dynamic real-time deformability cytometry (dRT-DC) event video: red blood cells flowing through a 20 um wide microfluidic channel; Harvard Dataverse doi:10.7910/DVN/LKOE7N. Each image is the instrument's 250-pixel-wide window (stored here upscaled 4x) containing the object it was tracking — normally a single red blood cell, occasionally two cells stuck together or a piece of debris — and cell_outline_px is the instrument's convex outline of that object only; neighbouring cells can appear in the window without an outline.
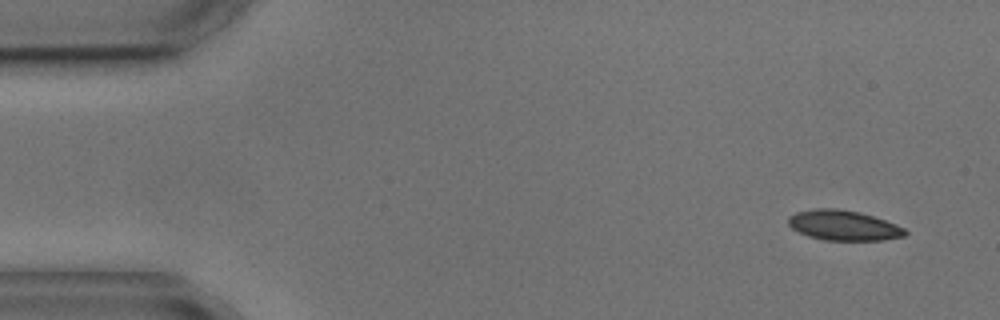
{"species": "common noctule bat (a hibernating species)", "species_latin": "Nyctalus noctula", "temperature_condition": "cold", "stored_images_in_passage": 5, "segment_of_instrument_passage": [1, 2], "camera_frame_rate_fps": 3000, "um_per_image_px": 0.085, "animal": {"sex": "male", "body_mass_g": 17.9, "forearm_length_mm": 54.2}, "frame": {"image": 1, "passage_image": 1, "time_ms": 0.0, "image_size_px": [1000, 320], "cell_outline_px": [[908, 232], [904, 236], [880, 240], [824, 240], [808, 236], [792, 228], [788, 224], [788, 216], [796, 212], [812, 208], [836, 208], [860, 212], [896, 224], [904, 228]], "centroid_in_image_um": [71.67, 19.15], "position_along_channel_um": 13.3, "area_um2": 20.46}}